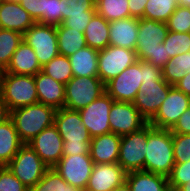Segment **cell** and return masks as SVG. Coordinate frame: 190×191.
<instances>
[{
  "label": "cell",
  "instance_id": "15",
  "mask_svg": "<svg viewBox=\"0 0 190 191\" xmlns=\"http://www.w3.org/2000/svg\"><path fill=\"white\" fill-rule=\"evenodd\" d=\"M114 100L105 92L86 107L78 110L91 137L111 132L109 112Z\"/></svg>",
  "mask_w": 190,
  "mask_h": 191
},
{
  "label": "cell",
  "instance_id": "55",
  "mask_svg": "<svg viewBox=\"0 0 190 191\" xmlns=\"http://www.w3.org/2000/svg\"><path fill=\"white\" fill-rule=\"evenodd\" d=\"M8 1H15V2H20L21 0H8Z\"/></svg>",
  "mask_w": 190,
  "mask_h": 191
},
{
  "label": "cell",
  "instance_id": "27",
  "mask_svg": "<svg viewBox=\"0 0 190 191\" xmlns=\"http://www.w3.org/2000/svg\"><path fill=\"white\" fill-rule=\"evenodd\" d=\"M84 36L87 46L98 51L105 49L109 46V21L96 13L86 27Z\"/></svg>",
  "mask_w": 190,
  "mask_h": 191
},
{
  "label": "cell",
  "instance_id": "9",
  "mask_svg": "<svg viewBox=\"0 0 190 191\" xmlns=\"http://www.w3.org/2000/svg\"><path fill=\"white\" fill-rule=\"evenodd\" d=\"M142 83L141 60H137L121 74L105 83V92L114 101L133 103Z\"/></svg>",
  "mask_w": 190,
  "mask_h": 191
},
{
  "label": "cell",
  "instance_id": "17",
  "mask_svg": "<svg viewBox=\"0 0 190 191\" xmlns=\"http://www.w3.org/2000/svg\"><path fill=\"white\" fill-rule=\"evenodd\" d=\"M63 142L57 127L53 124L27 144L49 168H53L63 156Z\"/></svg>",
  "mask_w": 190,
  "mask_h": 191
},
{
  "label": "cell",
  "instance_id": "2",
  "mask_svg": "<svg viewBox=\"0 0 190 191\" xmlns=\"http://www.w3.org/2000/svg\"><path fill=\"white\" fill-rule=\"evenodd\" d=\"M175 165L171 130L154 128L148 122L144 171L168 177Z\"/></svg>",
  "mask_w": 190,
  "mask_h": 191
},
{
  "label": "cell",
  "instance_id": "45",
  "mask_svg": "<svg viewBox=\"0 0 190 191\" xmlns=\"http://www.w3.org/2000/svg\"><path fill=\"white\" fill-rule=\"evenodd\" d=\"M169 60L170 57L167 55V50L164 47V44L160 43L159 47L154 51V59H147L145 62L163 68Z\"/></svg>",
  "mask_w": 190,
  "mask_h": 191
},
{
  "label": "cell",
  "instance_id": "7",
  "mask_svg": "<svg viewBox=\"0 0 190 191\" xmlns=\"http://www.w3.org/2000/svg\"><path fill=\"white\" fill-rule=\"evenodd\" d=\"M6 166L29 189L49 168L28 144H24Z\"/></svg>",
  "mask_w": 190,
  "mask_h": 191
},
{
  "label": "cell",
  "instance_id": "52",
  "mask_svg": "<svg viewBox=\"0 0 190 191\" xmlns=\"http://www.w3.org/2000/svg\"><path fill=\"white\" fill-rule=\"evenodd\" d=\"M177 191H190V180L182 185Z\"/></svg>",
  "mask_w": 190,
  "mask_h": 191
},
{
  "label": "cell",
  "instance_id": "10",
  "mask_svg": "<svg viewBox=\"0 0 190 191\" xmlns=\"http://www.w3.org/2000/svg\"><path fill=\"white\" fill-rule=\"evenodd\" d=\"M136 51L109 45L98 53V78L105 84L136 62Z\"/></svg>",
  "mask_w": 190,
  "mask_h": 191
},
{
  "label": "cell",
  "instance_id": "53",
  "mask_svg": "<svg viewBox=\"0 0 190 191\" xmlns=\"http://www.w3.org/2000/svg\"><path fill=\"white\" fill-rule=\"evenodd\" d=\"M5 72V68L0 64V75H4Z\"/></svg>",
  "mask_w": 190,
  "mask_h": 191
},
{
  "label": "cell",
  "instance_id": "32",
  "mask_svg": "<svg viewBox=\"0 0 190 191\" xmlns=\"http://www.w3.org/2000/svg\"><path fill=\"white\" fill-rule=\"evenodd\" d=\"M29 191H83L68 184L54 168H48L44 176Z\"/></svg>",
  "mask_w": 190,
  "mask_h": 191
},
{
  "label": "cell",
  "instance_id": "31",
  "mask_svg": "<svg viewBox=\"0 0 190 191\" xmlns=\"http://www.w3.org/2000/svg\"><path fill=\"white\" fill-rule=\"evenodd\" d=\"M61 24L67 18L93 17L96 14L95 0H60Z\"/></svg>",
  "mask_w": 190,
  "mask_h": 191
},
{
  "label": "cell",
  "instance_id": "26",
  "mask_svg": "<svg viewBox=\"0 0 190 191\" xmlns=\"http://www.w3.org/2000/svg\"><path fill=\"white\" fill-rule=\"evenodd\" d=\"M23 145L10 118L0 124V166H6Z\"/></svg>",
  "mask_w": 190,
  "mask_h": 191
},
{
  "label": "cell",
  "instance_id": "40",
  "mask_svg": "<svg viewBox=\"0 0 190 191\" xmlns=\"http://www.w3.org/2000/svg\"><path fill=\"white\" fill-rule=\"evenodd\" d=\"M0 191H29L7 166H0Z\"/></svg>",
  "mask_w": 190,
  "mask_h": 191
},
{
  "label": "cell",
  "instance_id": "11",
  "mask_svg": "<svg viewBox=\"0 0 190 191\" xmlns=\"http://www.w3.org/2000/svg\"><path fill=\"white\" fill-rule=\"evenodd\" d=\"M94 162L90 154L63 155L53 167L72 186L85 191Z\"/></svg>",
  "mask_w": 190,
  "mask_h": 191
},
{
  "label": "cell",
  "instance_id": "29",
  "mask_svg": "<svg viewBox=\"0 0 190 191\" xmlns=\"http://www.w3.org/2000/svg\"><path fill=\"white\" fill-rule=\"evenodd\" d=\"M188 72H190V51L170 58L162 68L163 79L172 86H175Z\"/></svg>",
  "mask_w": 190,
  "mask_h": 191
},
{
  "label": "cell",
  "instance_id": "47",
  "mask_svg": "<svg viewBox=\"0 0 190 191\" xmlns=\"http://www.w3.org/2000/svg\"><path fill=\"white\" fill-rule=\"evenodd\" d=\"M149 0H129L130 16L134 18H144L145 6Z\"/></svg>",
  "mask_w": 190,
  "mask_h": 191
},
{
  "label": "cell",
  "instance_id": "34",
  "mask_svg": "<svg viewBox=\"0 0 190 191\" xmlns=\"http://www.w3.org/2000/svg\"><path fill=\"white\" fill-rule=\"evenodd\" d=\"M42 72L64 85L73 77L68 57L60 54L45 64L42 67Z\"/></svg>",
  "mask_w": 190,
  "mask_h": 191
},
{
  "label": "cell",
  "instance_id": "6",
  "mask_svg": "<svg viewBox=\"0 0 190 191\" xmlns=\"http://www.w3.org/2000/svg\"><path fill=\"white\" fill-rule=\"evenodd\" d=\"M148 123L140 130L121 136L118 164L126 171L144 170Z\"/></svg>",
  "mask_w": 190,
  "mask_h": 191
},
{
  "label": "cell",
  "instance_id": "19",
  "mask_svg": "<svg viewBox=\"0 0 190 191\" xmlns=\"http://www.w3.org/2000/svg\"><path fill=\"white\" fill-rule=\"evenodd\" d=\"M36 22L19 2L0 0V28L22 35Z\"/></svg>",
  "mask_w": 190,
  "mask_h": 191
},
{
  "label": "cell",
  "instance_id": "43",
  "mask_svg": "<svg viewBox=\"0 0 190 191\" xmlns=\"http://www.w3.org/2000/svg\"><path fill=\"white\" fill-rule=\"evenodd\" d=\"M141 71H143V82L145 81H165L163 79L162 68L154 66L141 60Z\"/></svg>",
  "mask_w": 190,
  "mask_h": 191
},
{
  "label": "cell",
  "instance_id": "38",
  "mask_svg": "<svg viewBox=\"0 0 190 191\" xmlns=\"http://www.w3.org/2000/svg\"><path fill=\"white\" fill-rule=\"evenodd\" d=\"M190 180V160L184 163H175L168 182L170 191H177L182 185Z\"/></svg>",
  "mask_w": 190,
  "mask_h": 191
},
{
  "label": "cell",
  "instance_id": "46",
  "mask_svg": "<svg viewBox=\"0 0 190 191\" xmlns=\"http://www.w3.org/2000/svg\"><path fill=\"white\" fill-rule=\"evenodd\" d=\"M91 19L92 17L67 18L62 22V24L65 27H69L73 30L75 29L78 32L84 33Z\"/></svg>",
  "mask_w": 190,
  "mask_h": 191
},
{
  "label": "cell",
  "instance_id": "48",
  "mask_svg": "<svg viewBox=\"0 0 190 191\" xmlns=\"http://www.w3.org/2000/svg\"><path fill=\"white\" fill-rule=\"evenodd\" d=\"M175 87L182 91L185 95L190 96V72L186 73V75L175 85Z\"/></svg>",
  "mask_w": 190,
  "mask_h": 191
},
{
  "label": "cell",
  "instance_id": "20",
  "mask_svg": "<svg viewBox=\"0 0 190 191\" xmlns=\"http://www.w3.org/2000/svg\"><path fill=\"white\" fill-rule=\"evenodd\" d=\"M138 28L139 19L134 17L109 22V45L135 51L138 39Z\"/></svg>",
  "mask_w": 190,
  "mask_h": 191
},
{
  "label": "cell",
  "instance_id": "28",
  "mask_svg": "<svg viewBox=\"0 0 190 191\" xmlns=\"http://www.w3.org/2000/svg\"><path fill=\"white\" fill-rule=\"evenodd\" d=\"M58 51L60 55L69 57L78 50L87 46L84 33L65 27L63 24L56 26Z\"/></svg>",
  "mask_w": 190,
  "mask_h": 191
},
{
  "label": "cell",
  "instance_id": "8",
  "mask_svg": "<svg viewBox=\"0 0 190 191\" xmlns=\"http://www.w3.org/2000/svg\"><path fill=\"white\" fill-rule=\"evenodd\" d=\"M23 41L34 49L41 67L59 55L55 25L36 22L23 34Z\"/></svg>",
  "mask_w": 190,
  "mask_h": 191
},
{
  "label": "cell",
  "instance_id": "41",
  "mask_svg": "<svg viewBox=\"0 0 190 191\" xmlns=\"http://www.w3.org/2000/svg\"><path fill=\"white\" fill-rule=\"evenodd\" d=\"M47 25L61 24V2L60 0H45V15L37 22Z\"/></svg>",
  "mask_w": 190,
  "mask_h": 191
},
{
  "label": "cell",
  "instance_id": "18",
  "mask_svg": "<svg viewBox=\"0 0 190 191\" xmlns=\"http://www.w3.org/2000/svg\"><path fill=\"white\" fill-rule=\"evenodd\" d=\"M126 173L118 163L94 164L85 191H111L126 181Z\"/></svg>",
  "mask_w": 190,
  "mask_h": 191
},
{
  "label": "cell",
  "instance_id": "37",
  "mask_svg": "<svg viewBox=\"0 0 190 191\" xmlns=\"http://www.w3.org/2000/svg\"><path fill=\"white\" fill-rule=\"evenodd\" d=\"M168 30L190 33V8L179 6L166 22Z\"/></svg>",
  "mask_w": 190,
  "mask_h": 191
},
{
  "label": "cell",
  "instance_id": "50",
  "mask_svg": "<svg viewBox=\"0 0 190 191\" xmlns=\"http://www.w3.org/2000/svg\"><path fill=\"white\" fill-rule=\"evenodd\" d=\"M111 191H131V189L128 182L124 181L121 185L115 187Z\"/></svg>",
  "mask_w": 190,
  "mask_h": 191
},
{
  "label": "cell",
  "instance_id": "33",
  "mask_svg": "<svg viewBox=\"0 0 190 191\" xmlns=\"http://www.w3.org/2000/svg\"><path fill=\"white\" fill-rule=\"evenodd\" d=\"M178 7V0H149L145 6L144 18L166 23Z\"/></svg>",
  "mask_w": 190,
  "mask_h": 191
},
{
  "label": "cell",
  "instance_id": "25",
  "mask_svg": "<svg viewBox=\"0 0 190 191\" xmlns=\"http://www.w3.org/2000/svg\"><path fill=\"white\" fill-rule=\"evenodd\" d=\"M99 51L85 46L68 57L73 77H98Z\"/></svg>",
  "mask_w": 190,
  "mask_h": 191
},
{
  "label": "cell",
  "instance_id": "35",
  "mask_svg": "<svg viewBox=\"0 0 190 191\" xmlns=\"http://www.w3.org/2000/svg\"><path fill=\"white\" fill-rule=\"evenodd\" d=\"M23 41V35L17 31L0 28V64L6 68L11 57Z\"/></svg>",
  "mask_w": 190,
  "mask_h": 191
},
{
  "label": "cell",
  "instance_id": "12",
  "mask_svg": "<svg viewBox=\"0 0 190 191\" xmlns=\"http://www.w3.org/2000/svg\"><path fill=\"white\" fill-rule=\"evenodd\" d=\"M168 27L165 22L139 19L136 56L138 60L154 59V51L166 39Z\"/></svg>",
  "mask_w": 190,
  "mask_h": 191
},
{
  "label": "cell",
  "instance_id": "39",
  "mask_svg": "<svg viewBox=\"0 0 190 191\" xmlns=\"http://www.w3.org/2000/svg\"><path fill=\"white\" fill-rule=\"evenodd\" d=\"M173 153L175 163H184L190 160V134L172 133Z\"/></svg>",
  "mask_w": 190,
  "mask_h": 191
},
{
  "label": "cell",
  "instance_id": "36",
  "mask_svg": "<svg viewBox=\"0 0 190 191\" xmlns=\"http://www.w3.org/2000/svg\"><path fill=\"white\" fill-rule=\"evenodd\" d=\"M163 44L170 58L187 53L190 51V33L168 31Z\"/></svg>",
  "mask_w": 190,
  "mask_h": 191
},
{
  "label": "cell",
  "instance_id": "4",
  "mask_svg": "<svg viewBox=\"0 0 190 191\" xmlns=\"http://www.w3.org/2000/svg\"><path fill=\"white\" fill-rule=\"evenodd\" d=\"M1 97L9 111L38 103L34 76L5 72L1 80Z\"/></svg>",
  "mask_w": 190,
  "mask_h": 191
},
{
  "label": "cell",
  "instance_id": "23",
  "mask_svg": "<svg viewBox=\"0 0 190 191\" xmlns=\"http://www.w3.org/2000/svg\"><path fill=\"white\" fill-rule=\"evenodd\" d=\"M5 71L11 74L34 76L42 71V67L39 64L34 49L22 41L11 57Z\"/></svg>",
  "mask_w": 190,
  "mask_h": 191
},
{
  "label": "cell",
  "instance_id": "21",
  "mask_svg": "<svg viewBox=\"0 0 190 191\" xmlns=\"http://www.w3.org/2000/svg\"><path fill=\"white\" fill-rule=\"evenodd\" d=\"M121 136L113 132L94 136L90 142V156L94 164L117 163Z\"/></svg>",
  "mask_w": 190,
  "mask_h": 191
},
{
  "label": "cell",
  "instance_id": "42",
  "mask_svg": "<svg viewBox=\"0 0 190 191\" xmlns=\"http://www.w3.org/2000/svg\"><path fill=\"white\" fill-rule=\"evenodd\" d=\"M19 3L35 22L45 15V0H21Z\"/></svg>",
  "mask_w": 190,
  "mask_h": 191
},
{
  "label": "cell",
  "instance_id": "51",
  "mask_svg": "<svg viewBox=\"0 0 190 191\" xmlns=\"http://www.w3.org/2000/svg\"><path fill=\"white\" fill-rule=\"evenodd\" d=\"M178 4L181 7H188V8H190V0H178Z\"/></svg>",
  "mask_w": 190,
  "mask_h": 191
},
{
  "label": "cell",
  "instance_id": "49",
  "mask_svg": "<svg viewBox=\"0 0 190 191\" xmlns=\"http://www.w3.org/2000/svg\"><path fill=\"white\" fill-rule=\"evenodd\" d=\"M9 118H10V111H9L6 103L0 96V124L5 122Z\"/></svg>",
  "mask_w": 190,
  "mask_h": 191
},
{
  "label": "cell",
  "instance_id": "44",
  "mask_svg": "<svg viewBox=\"0 0 190 191\" xmlns=\"http://www.w3.org/2000/svg\"><path fill=\"white\" fill-rule=\"evenodd\" d=\"M172 133L190 134V107L179 117L177 123L171 129Z\"/></svg>",
  "mask_w": 190,
  "mask_h": 191
},
{
  "label": "cell",
  "instance_id": "22",
  "mask_svg": "<svg viewBox=\"0 0 190 191\" xmlns=\"http://www.w3.org/2000/svg\"><path fill=\"white\" fill-rule=\"evenodd\" d=\"M38 102L55 109L64 108L65 85L52 79L42 71L34 75Z\"/></svg>",
  "mask_w": 190,
  "mask_h": 191
},
{
  "label": "cell",
  "instance_id": "1",
  "mask_svg": "<svg viewBox=\"0 0 190 191\" xmlns=\"http://www.w3.org/2000/svg\"><path fill=\"white\" fill-rule=\"evenodd\" d=\"M54 125L63 139V155L90 154L91 136L79 111L56 109Z\"/></svg>",
  "mask_w": 190,
  "mask_h": 191
},
{
  "label": "cell",
  "instance_id": "3",
  "mask_svg": "<svg viewBox=\"0 0 190 191\" xmlns=\"http://www.w3.org/2000/svg\"><path fill=\"white\" fill-rule=\"evenodd\" d=\"M55 112L54 107L38 102L10 111V119L21 141L27 144L45 128L54 124Z\"/></svg>",
  "mask_w": 190,
  "mask_h": 191
},
{
  "label": "cell",
  "instance_id": "13",
  "mask_svg": "<svg viewBox=\"0 0 190 191\" xmlns=\"http://www.w3.org/2000/svg\"><path fill=\"white\" fill-rule=\"evenodd\" d=\"M173 86L166 81H145L133 102L134 107L149 122L158 112Z\"/></svg>",
  "mask_w": 190,
  "mask_h": 191
},
{
  "label": "cell",
  "instance_id": "5",
  "mask_svg": "<svg viewBox=\"0 0 190 191\" xmlns=\"http://www.w3.org/2000/svg\"><path fill=\"white\" fill-rule=\"evenodd\" d=\"M105 93V84L98 77H72L65 85L64 108L80 110Z\"/></svg>",
  "mask_w": 190,
  "mask_h": 191
},
{
  "label": "cell",
  "instance_id": "16",
  "mask_svg": "<svg viewBox=\"0 0 190 191\" xmlns=\"http://www.w3.org/2000/svg\"><path fill=\"white\" fill-rule=\"evenodd\" d=\"M148 121L133 103L114 101L109 112L111 132L123 136L140 130Z\"/></svg>",
  "mask_w": 190,
  "mask_h": 191
},
{
  "label": "cell",
  "instance_id": "24",
  "mask_svg": "<svg viewBox=\"0 0 190 191\" xmlns=\"http://www.w3.org/2000/svg\"><path fill=\"white\" fill-rule=\"evenodd\" d=\"M131 191H170L168 177L144 170L126 173Z\"/></svg>",
  "mask_w": 190,
  "mask_h": 191
},
{
  "label": "cell",
  "instance_id": "30",
  "mask_svg": "<svg viewBox=\"0 0 190 191\" xmlns=\"http://www.w3.org/2000/svg\"><path fill=\"white\" fill-rule=\"evenodd\" d=\"M96 13L112 22L130 16L129 0H95Z\"/></svg>",
  "mask_w": 190,
  "mask_h": 191
},
{
  "label": "cell",
  "instance_id": "54",
  "mask_svg": "<svg viewBox=\"0 0 190 191\" xmlns=\"http://www.w3.org/2000/svg\"><path fill=\"white\" fill-rule=\"evenodd\" d=\"M2 76L3 75H0V96H1V80H2Z\"/></svg>",
  "mask_w": 190,
  "mask_h": 191
},
{
  "label": "cell",
  "instance_id": "14",
  "mask_svg": "<svg viewBox=\"0 0 190 191\" xmlns=\"http://www.w3.org/2000/svg\"><path fill=\"white\" fill-rule=\"evenodd\" d=\"M190 107V96L173 86L149 123L157 129L171 130L179 117Z\"/></svg>",
  "mask_w": 190,
  "mask_h": 191
}]
</instances>
